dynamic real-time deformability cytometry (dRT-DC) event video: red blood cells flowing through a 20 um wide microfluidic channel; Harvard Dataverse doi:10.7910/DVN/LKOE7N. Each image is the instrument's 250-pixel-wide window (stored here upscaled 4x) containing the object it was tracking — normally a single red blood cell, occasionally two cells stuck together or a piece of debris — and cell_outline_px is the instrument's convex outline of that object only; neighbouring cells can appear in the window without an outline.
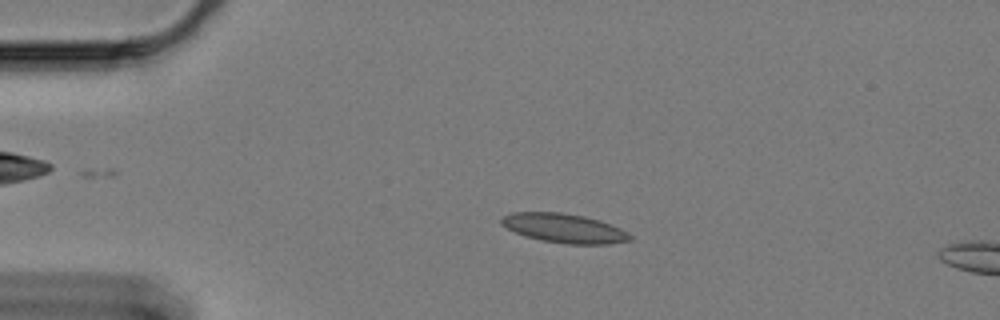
{"species": "Egyptian fruit bat (a non-hibernating species)", "species_latin": "Rousettus aegyptiacus", "temperature_condition": "cold", "stored_images_in_passage": 7, "camera_frame_rate_fps": 3000, "um_per_image_px": 0.085, "animal": {"sex": "female"}, "frame": {"image": 1, "passage_image": 3, "time_ms": 0.667, "image_size_px": [1000, 320], "cell_outline_px": [[632, 240], [608, 244], [568, 244], [540, 240], [524, 236], [500, 224], [500, 220], [504, 216], [512, 212], [560, 212], [584, 216], [600, 220], [612, 224], [628, 232], [632, 236]], "centroid_in_image_um": [47.97, 19.4], "position_along_channel_um": 37.0, "area_um2": 21.96}}